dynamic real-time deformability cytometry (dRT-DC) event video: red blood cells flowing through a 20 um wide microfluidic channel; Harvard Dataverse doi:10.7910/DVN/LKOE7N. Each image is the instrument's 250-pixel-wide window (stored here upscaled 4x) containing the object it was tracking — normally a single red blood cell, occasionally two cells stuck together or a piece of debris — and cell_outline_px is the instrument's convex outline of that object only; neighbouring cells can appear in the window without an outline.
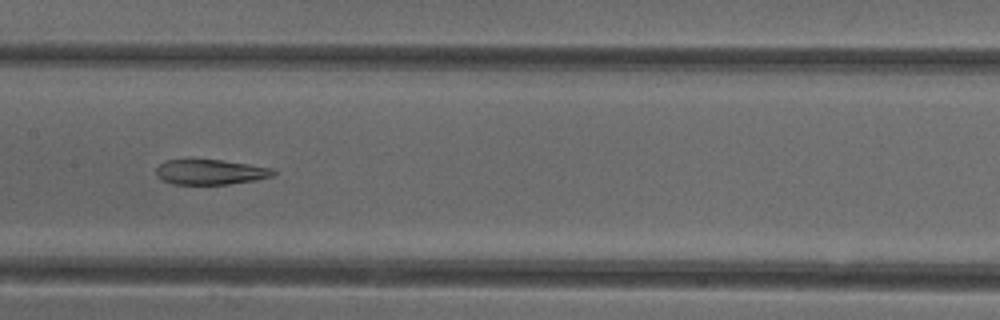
{"species": "common noctule bat (a hibernating species)", "species_latin": "Nyctalus noctula", "temperature_condition": "cold", "stored_images_in_passage": 52, "segment_of_instrument_passage": [2, 2], "camera_frame_rate_fps": 3000, "um_per_image_px": 0.085, "animal": {"sex": "female"}, "frame": {"image": 1, "passage_image": 26, "time_ms": 8.333, "image_size_px": [1000, 320], "cell_outline_px": [[276, 172], [272, 176], [256, 180], [228, 184], [172, 184], [156, 176], [156, 168], [164, 160], [220, 160], [248, 164], [272, 168]], "centroid_in_image_um": [17.87, 14.62], "position_along_channel_um": 189.5, "area_um2": 16.99}}
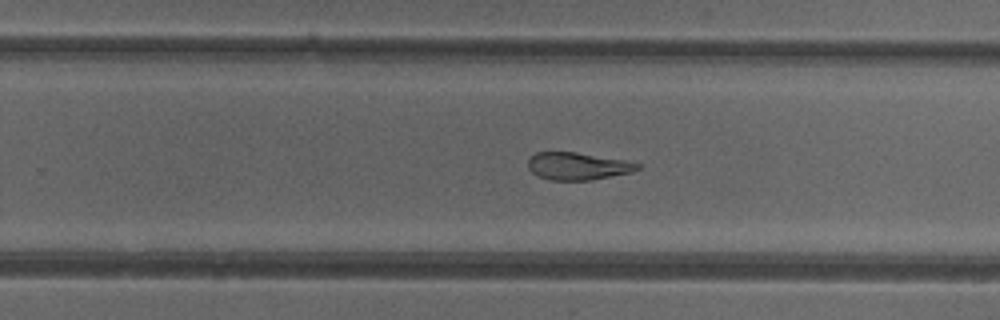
{"frame": {"image": 2, "passage_image": 33, "time_ms": 10.667, "image_size_px": [1000, 320], "cell_outline_px": [[640, 168], [632, 172], [592, 180], [552, 180], [540, 176], [532, 172], [528, 168], [528, 160], [536, 152], [576, 152], [624, 160], [640, 164]], "centroid_in_image_um": [49.11, 14.12], "position_along_channel_um": 280.7, "area_um2": 17.34}}
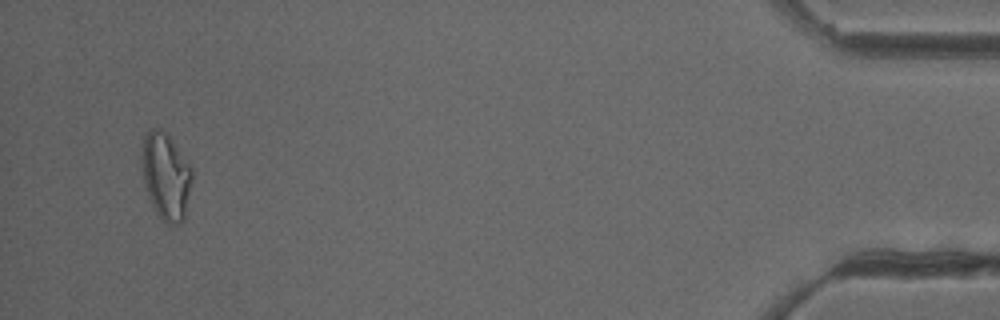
{"frame": {"image": 3, "passage_image": 50, "time_ms": 16.333, "image_size_px": [1000, 320], "cell_outline_px": [[192, 180], [184, 220], [180, 224], [168, 224], [156, 212], [152, 204], [144, 184], [140, 156], [144, 132], [148, 128], [156, 128], [164, 132], [168, 136], [188, 164], [192, 172]], "centroid_in_image_um": [14.06, 14.96], "position_along_channel_um": 421.1, "area_um2": 25.2}}